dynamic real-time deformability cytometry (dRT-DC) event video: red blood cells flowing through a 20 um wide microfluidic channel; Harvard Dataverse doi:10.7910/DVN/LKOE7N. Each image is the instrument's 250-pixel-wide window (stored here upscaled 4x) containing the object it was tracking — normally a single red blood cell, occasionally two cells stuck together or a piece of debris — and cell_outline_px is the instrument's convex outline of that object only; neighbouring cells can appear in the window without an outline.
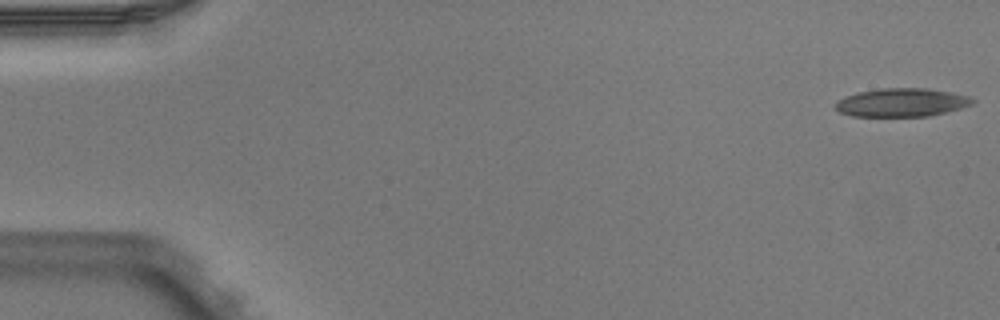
{"species": "Egyptian fruit bat (a non-hibernating species)", "species_latin": "Rousettus aegyptiacus", "temperature_condition": "warm", "stored_images_in_passage": 6, "camera_frame_rate_fps": 3000, "um_per_image_px": 0.085, "animal": {"sex": "male"}, "frame": {"image": 1, "passage_image": 1, "time_ms": 0.0, "image_size_px": [1000, 320], "cell_outline_px": [[976, 100], [972, 104], [960, 108], [928, 116], [852, 116], [840, 112], [836, 108], [836, 104], [844, 96], [856, 92], [880, 88], [924, 88], [948, 92], [968, 96]], "centroid_in_image_um": [76.62, 8.71], "position_along_channel_um": 8.4, "area_um2": 22.43}}
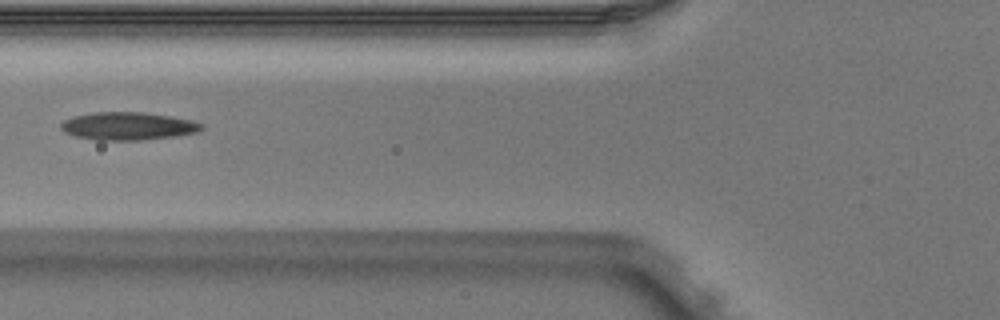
{"frame": {"image": 2, "passage_image": 6, "time_ms": 1.667, "image_size_px": [1000, 320], "cell_outline_px": [[204, 128], [200, 132], [176, 136], [140, 140], [96, 140], [76, 136], [64, 132], [60, 128], [60, 124], [64, 120], [76, 116], [96, 112], [144, 112], [168, 116], [188, 120], [204, 124]], "centroid_in_image_um": [10.89, 10.72], "position_along_channel_um": 114.9, "area_um2": 22.72}}